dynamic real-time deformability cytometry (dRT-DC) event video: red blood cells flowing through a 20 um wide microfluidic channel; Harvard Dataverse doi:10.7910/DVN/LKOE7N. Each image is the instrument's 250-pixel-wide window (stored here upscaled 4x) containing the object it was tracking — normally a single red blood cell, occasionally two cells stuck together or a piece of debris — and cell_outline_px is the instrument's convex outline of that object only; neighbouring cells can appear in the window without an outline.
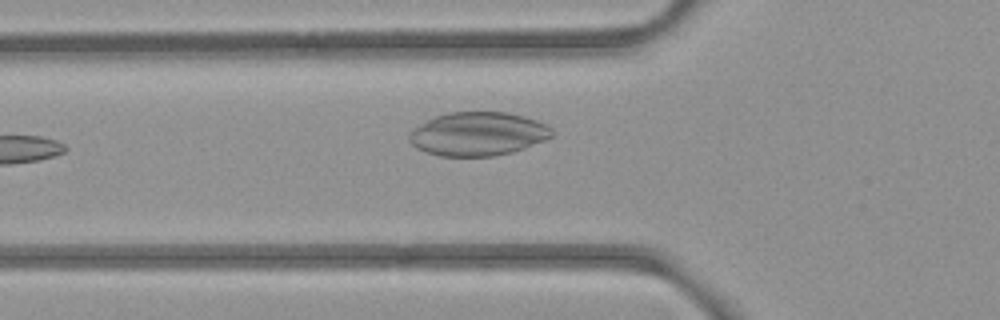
{"species": "common noctule bat (a hibernating species)", "species_latin": "Nyctalus noctula", "temperature_condition": "room temperature", "stored_images_in_passage": 6, "camera_frame_rate_fps": 3000, "um_per_image_px": 0.085, "animal": {"sex": "female", "body_mass_g": 21.9}, "frame": {"image": 1, "passage_image": 6, "time_ms": 6.667, "image_size_px": [1000, 320], "cell_outline_px": [[552, 136], [544, 140], [524, 148], [512, 152], [492, 156], [440, 156], [416, 148], [408, 140], [408, 132], [428, 120], [436, 116], [448, 112], [508, 112], [524, 116], [536, 120], [552, 128]], "centroid_in_image_um": [40.61, 11.38], "position_along_channel_um": 85.2, "area_um2": 36.13}}